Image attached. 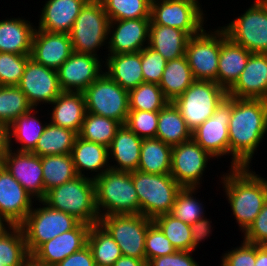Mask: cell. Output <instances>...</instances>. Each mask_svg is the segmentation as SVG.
Instances as JSON below:
<instances>
[{
    "instance_id": "cell-57",
    "label": "cell",
    "mask_w": 267,
    "mask_h": 266,
    "mask_svg": "<svg viewBox=\"0 0 267 266\" xmlns=\"http://www.w3.org/2000/svg\"><path fill=\"white\" fill-rule=\"evenodd\" d=\"M254 266H267V245H256V261Z\"/></svg>"
},
{
    "instance_id": "cell-55",
    "label": "cell",
    "mask_w": 267,
    "mask_h": 266,
    "mask_svg": "<svg viewBox=\"0 0 267 266\" xmlns=\"http://www.w3.org/2000/svg\"><path fill=\"white\" fill-rule=\"evenodd\" d=\"M10 150L9 143V126L0 122V164L3 161L4 156Z\"/></svg>"
},
{
    "instance_id": "cell-16",
    "label": "cell",
    "mask_w": 267,
    "mask_h": 266,
    "mask_svg": "<svg viewBox=\"0 0 267 266\" xmlns=\"http://www.w3.org/2000/svg\"><path fill=\"white\" fill-rule=\"evenodd\" d=\"M17 86L35 109L39 103L50 105L63 92L59 85L58 72L36 63L32 58L27 61Z\"/></svg>"
},
{
    "instance_id": "cell-10",
    "label": "cell",
    "mask_w": 267,
    "mask_h": 266,
    "mask_svg": "<svg viewBox=\"0 0 267 266\" xmlns=\"http://www.w3.org/2000/svg\"><path fill=\"white\" fill-rule=\"evenodd\" d=\"M221 28L249 52L267 53V0H255L243 14Z\"/></svg>"
},
{
    "instance_id": "cell-29",
    "label": "cell",
    "mask_w": 267,
    "mask_h": 266,
    "mask_svg": "<svg viewBox=\"0 0 267 266\" xmlns=\"http://www.w3.org/2000/svg\"><path fill=\"white\" fill-rule=\"evenodd\" d=\"M35 25L21 18H6L0 21V52L31 55Z\"/></svg>"
},
{
    "instance_id": "cell-8",
    "label": "cell",
    "mask_w": 267,
    "mask_h": 266,
    "mask_svg": "<svg viewBox=\"0 0 267 266\" xmlns=\"http://www.w3.org/2000/svg\"><path fill=\"white\" fill-rule=\"evenodd\" d=\"M227 97V91L213 81L195 80L172 102L193 132L210 118Z\"/></svg>"
},
{
    "instance_id": "cell-27",
    "label": "cell",
    "mask_w": 267,
    "mask_h": 266,
    "mask_svg": "<svg viewBox=\"0 0 267 266\" xmlns=\"http://www.w3.org/2000/svg\"><path fill=\"white\" fill-rule=\"evenodd\" d=\"M77 175L95 180L110 169L108 147L77 137L71 152ZM92 173L89 177L88 172ZM96 172V173H95ZM85 173L87 175H85Z\"/></svg>"
},
{
    "instance_id": "cell-31",
    "label": "cell",
    "mask_w": 267,
    "mask_h": 266,
    "mask_svg": "<svg viewBox=\"0 0 267 266\" xmlns=\"http://www.w3.org/2000/svg\"><path fill=\"white\" fill-rule=\"evenodd\" d=\"M189 38L185 31L177 28L149 25L148 46L160 53L166 61L184 56Z\"/></svg>"
},
{
    "instance_id": "cell-37",
    "label": "cell",
    "mask_w": 267,
    "mask_h": 266,
    "mask_svg": "<svg viewBox=\"0 0 267 266\" xmlns=\"http://www.w3.org/2000/svg\"><path fill=\"white\" fill-rule=\"evenodd\" d=\"M87 246L96 266H112L122 256L117 242L100 223L91 226Z\"/></svg>"
},
{
    "instance_id": "cell-12",
    "label": "cell",
    "mask_w": 267,
    "mask_h": 266,
    "mask_svg": "<svg viewBox=\"0 0 267 266\" xmlns=\"http://www.w3.org/2000/svg\"><path fill=\"white\" fill-rule=\"evenodd\" d=\"M199 0L151 1L150 24L168 26L185 31L190 37L204 30L206 15Z\"/></svg>"
},
{
    "instance_id": "cell-5",
    "label": "cell",
    "mask_w": 267,
    "mask_h": 266,
    "mask_svg": "<svg viewBox=\"0 0 267 266\" xmlns=\"http://www.w3.org/2000/svg\"><path fill=\"white\" fill-rule=\"evenodd\" d=\"M132 181L139 198L140 214L154 219L170 213L181 186L170 174L132 172Z\"/></svg>"
},
{
    "instance_id": "cell-47",
    "label": "cell",
    "mask_w": 267,
    "mask_h": 266,
    "mask_svg": "<svg viewBox=\"0 0 267 266\" xmlns=\"http://www.w3.org/2000/svg\"><path fill=\"white\" fill-rule=\"evenodd\" d=\"M159 111L129 110L125 125L142 139L156 138Z\"/></svg>"
},
{
    "instance_id": "cell-25",
    "label": "cell",
    "mask_w": 267,
    "mask_h": 266,
    "mask_svg": "<svg viewBox=\"0 0 267 266\" xmlns=\"http://www.w3.org/2000/svg\"><path fill=\"white\" fill-rule=\"evenodd\" d=\"M252 53L233 42L221 28L217 84L228 91L238 80Z\"/></svg>"
},
{
    "instance_id": "cell-42",
    "label": "cell",
    "mask_w": 267,
    "mask_h": 266,
    "mask_svg": "<svg viewBox=\"0 0 267 266\" xmlns=\"http://www.w3.org/2000/svg\"><path fill=\"white\" fill-rule=\"evenodd\" d=\"M168 102L158 84L144 82L129 91V110L160 111Z\"/></svg>"
},
{
    "instance_id": "cell-18",
    "label": "cell",
    "mask_w": 267,
    "mask_h": 266,
    "mask_svg": "<svg viewBox=\"0 0 267 266\" xmlns=\"http://www.w3.org/2000/svg\"><path fill=\"white\" fill-rule=\"evenodd\" d=\"M1 164L35 199V202L45 198L40 156L32 152L10 149Z\"/></svg>"
},
{
    "instance_id": "cell-7",
    "label": "cell",
    "mask_w": 267,
    "mask_h": 266,
    "mask_svg": "<svg viewBox=\"0 0 267 266\" xmlns=\"http://www.w3.org/2000/svg\"><path fill=\"white\" fill-rule=\"evenodd\" d=\"M109 18L100 0H88L81 8L69 37L74 52L98 56L108 43Z\"/></svg>"
},
{
    "instance_id": "cell-58",
    "label": "cell",
    "mask_w": 267,
    "mask_h": 266,
    "mask_svg": "<svg viewBox=\"0 0 267 266\" xmlns=\"http://www.w3.org/2000/svg\"><path fill=\"white\" fill-rule=\"evenodd\" d=\"M14 225L0 212V235L5 234Z\"/></svg>"
},
{
    "instance_id": "cell-50",
    "label": "cell",
    "mask_w": 267,
    "mask_h": 266,
    "mask_svg": "<svg viewBox=\"0 0 267 266\" xmlns=\"http://www.w3.org/2000/svg\"><path fill=\"white\" fill-rule=\"evenodd\" d=\"M221 266H254L256 261V244L241 241L240 246L222 254Z\"/></svg>"
},
{
    "instance_id": "cell-48",
    "label": "cell",
    "mask_w": 267,
    "mask_h": 266,
    "mask_svg": "<svg viewBox=\"0 0 267 266\" xmlns=\"http://www.w3.org/2000/svg\"><path fill=\"white\" fill-rule=\"evenodd\" d=\"M177 249L153 222L147 230L145 238V255L147 263L156 257L174 254Z\"/></svg>"
},
{
    "instance_id": "cell-34",
    "label": "cell",
    "mask_w": 267,
    "mask_h": 266,
    "mask_svg": "<svg viewBox=\"0 0 267 266\" xmlns=\"http://www.w3.org/2000/svg\"><path fill=\"white\" fill-rule=\"evenodd\" d=\"M195 81L186 56L167 61L160 83L164 96L173 101Z\"/></svg>"
},
{
    "instance_id": "cell-38",
    "label": "cell",
    "mask_w": 267,
    "mask_h": 266,
    "mask_svg": "<svg viewBox=\"0 0 267 266\" xmlns=\"http://www.w3.org/2000/svg\"><path fill=\"white\" fill-rule=\"evenodd\" d=\"M41 164L46 193L78 176L71 154L42 156Z\"/></svg>"
},
{
    "instance_id": "cell-9",
    "label": "cell",
    "mask_w": 267,
    "mask_h": 266,
    "mask_svg": "<svg viewBox=\"0 0 267 266\" xmlns=\"http://www.w3.org/2000/svg\"><path fill=\"white\" fill-rule=\"evenodd\" d=\"M87 112L114 119L122 125L129 113V91L103 72L84 91Z\"/></svg>"
},
{
    "instance_id": "cell-51",
    "label": "cell",
    "mask_w": 267,
    "mask_h": 266,
    "mask_svg": "<svg viewBox=\"0 0 267 266\" xmlns=\"http://www.w3.org/2000/svg\"><path fill=\"white\" fill-rule=\"evenodd\" d=\"M244 241L256 245H267V201L254 222L243 233Z\"/></svg>"
},
{
    "instance_id": "cell-24",
    "label": "cell",
    "mask_w": 267,
    "mask_h": 266,
    "mask_svg": "<svg viewBox=\"0 0 267 266\" xmlns=\"http://www.w3.org/2000/svg\"><path fill=\"white\" fill-rule=\"evenodd\" d=\"M88 0H47L36 29L69 34L81 8Z\"/></svg>"
},
{
    "instance_id": "cell-13",
    "label": "cell",
    "mask_w": 267,
    "mask_h": 266,
    "mask_svg": "<svg viewBox=\"0 0 267 266\" xmlns=\"http://www.w3.org/2000/svg\"><path fill=\"white\" fill-rule=\"evenodd\" d=\"M221 48V27L191 36L185 56L195 80L217 83L219 54Z\"/></svg>"
},
{
    "instance_id": "cell-6",
    "label": "cell",
    "mask_w": 267,
    "mask_h": 266,
    "mask_svg": "<svg viewBox=\"0 0 267 266\" xmlns=\"http://www.w3.org/2000/svg\"><path fill=\"white\" fill-rule=\"evenodd\" d=\"M40 207H34L20 225L31 256L43 243L74 229L80 221L74 216L48 206L43 200ZM43 205V206H41Z\"/></svg>"
},
{
    "instance_id": "cell-56",
    "label": "cell",
    "mask_w": 267,
    "mask_h": 266,
    "mask_svg": "<svg viewBox=\"0 0 267 266\" xmlns=\"http://www.w3.org/2000/svg\"><path fill=\"white\" fill-rule=\"evenodd\" d=\"M112 266H147V261L122 255Z\"/></svg>"
},
{
    "instance_id": "cell-45",
    "label": "cell",
    "mask_w": 267,
    "mask_h": 266,
    "mask_svg": "<svg viewBox=\"0 0 267 266\" xmlns=\"http://www.w3.org/2000/svg\"><path fill=\"white\" fill-rule=\"evenodd\" d=\"M197 190L198 188H181L170 211L172 216L188 225L206 217L203 203L196 199Z\"/></svg>"
},
{
    "instance_id": "cell-52",
    "label": "cell",
    "mask_w": 267,
    "mask_h": 266,
    "mask_svg": "<svg viewBox=\"0 0 267 266\" xmlns=\"http://www.w3.org/2000/svg\"><path fill=\"white\" fill-rule=\"evenodd\" d=\"M192 251H179L151 259L147 266H199L191 254Z\"/></svg>"
},
{
    "instance_id": "cell-19",
    "label": "cell",
    "mask_w": 267,
    "mask_h": 266,
    "mask_svg": "<svg viewBox=\"0 0 267 266\" xmlns=\"http://www.w3.org/2000/svg\"><path fill=\"white\" fill-rule=\"evenodd\" d=\"M149 25L150 18L110 21L106 46L108 54L140 52L148 46Z\"/></svg>"
},
{
    "instance_id": "cell-36",
    "label": "cell",
    "mask_w": 267,
    "mask_h": 266,
    "mask_svg": "<svg viewBox=\"0 0 267 266\" xmlns=\"http://www.w3.org/2000/svg\"><path fill=\"white\" fill-rule=\"evenodd\" d=\"M77 137L78 133L73 130L56 126L49 121L31 152L40 157L71 154Z\"/></svg>"
},
{
    "instance_id": "cell-20",
    "label": "cell",
    "mask_w": 267,
    "mask_h": 266,
    "mask_svg": "<svg viewBox=\"0 0 267 266\" xmlns=\"http://www.w3.org/2000/svg\"><path fill=\"white\" fill-rule=\"evenodd\" d=\"M91 226L80 222L74 229L43 243L31 256L46 266H55L87 246Z\"/></svg>"
},
{
    "instance_id": "cell-1",
    "label": "cell",
    "mask_w": 267,
    "mask_h": 266,
    "mask_svg": "<svg viewBox=\"0 0 267 266\" xmlns=\"http://www.w3.org/2000/svg\"><path fill=\"white\" fill-rule=\"evenodd\" d=\"M267 133V100L232 97L229 120V167H251L259 144Z\"/></svg>"
},
{
    "instance_id": "cell-41",
    "label": "cell",
    "mask_w": 267,
    "mask_h": 266,
    "mask_svg": "<svg viewBox=\"0 0 267 266\" xmlns=\"http://www.w3.org/2000/svg\"><path fill=\"white\" fill-rule=\"evenodd\" d=\"M32 108L18 86H0V122L9 126Z\"/></svg>"
},
{
    "instance_id": "cell-43",
    "label": "cell",
    "mask_w": 267,
    "mask_h": 266,
    "mask_svg": "<svg viewBox=\"0 0 267 266\" xmlns=\"http://www.w3.org/2000/svg\"><path fill=\"white\" fill-rule=\"evenodd\" d=\"M109 21L150 18V0H100Z\"/></svg>"
},
{
    "instance_id": "cell-46",
    "label": "cell",
    "mask_w": 267,
    "mask_h": 266,
    "mask_svg": "<svg viewBox=\"0 0 267 266\" xmlns=\"http://www.w3.org/2000/svg\"><path fill=\"white\" fill-rule=\"evenodd\" d=\"M30 55L0 52V86H17Z\"/></svg>"
},
{
    "instance_id": "cell-54",
    "label": "cell",
    "mask_w": 267,
    "mask_h": 266,
    "mask_svg": "<svg viewBox=\"0 0 267 266\" xmlns=\"http://www.w3.org/2000/svg\"><path fill=\"white\" fill-rule=\"evenodd\" d=\"M55 266H96V264L90 248L85 246L83 249L72 253Z\"/></svg>"
},
{
    "instance_id": "cell-40",
    "label": "cell",
    "mask_w": 267,
    "mask_h": 266,
    "mask_svg": "<svg viewBox=\"0 0 267 266\" xmlns=\"http://www.w3.org/2000/svg\"><path fill=\"white\" fill-rule=\"evenodd\" d=\"M30 257L21 226H13L0 235V263L4 266H22Z\"/></svg>"
},
{
    "instance_id": "cell-2",
    "label": "cell",
    "mask_w": 267,
    "mask_h": 266,
    "mask_svg": "<svg viewBox=\"0 0 267 266\" xmlns=\"http://www.w3.org/2000/svg\"><path fill=\"white\" fill-rule=\"evenodd\" d=\"M250 168H229V173L225 172L220 178L232 215L242 233L254 222L267 201V179Z\"/></svg>"
},
{
    "instance_id": "cell-21",
    "label": "cell",
    "mask_w": 267,
    "mask_h": 266,
    "mask_svg": "<svg viewBox=\"0 0 267 266\" xmlns=\"http://www.w3.org/2000/svg\"><path fill=\"white\" fill-rule=\"evenodd\" d=\"M34 198L0 164V212L14 225L20 226L33 208Z\"/></svg>"
},
{
    "instance_id": "cell-28",
    "label": "cell",
    "mask_w": 267,
    "mask_h": 266,
    "mask_svg": "<svg viewBox=\"0 0 267 266\" xmlns=\"http://www.w3.org/2000/svg\"><path fill=\"white\" fill-rule=\"evenodd\" d=\"M51 105L53 107L49 121L79 134L87 113L84 93L63 91Z\"/></svg>"
},
{
    "instance_id": "cell-49",
    "label": "cell",
    "mask_w": 267,
    "mask_h": 266,
    "mask_svg": "<svg viewBox=\"0 0 267 266\" xmlns=\"http://www.w3.org/2000/svg\"><path fill=\"white\" fill-rule=\"evenodd\" d=\"M166 64L167 61L164 57L149 46L141 50V66L144 82L159 84Z\"/></svg>"
},
{
    "instance_id": "cell-53",
    "label": "cell",
    "mask_w": 267,
    "mask_h": 266,
    "mask_svg": "<svg viewBox=\"0 0 267 266\" xmlns=\"http://www.w3.org/2000/svg\"><path fill=\"white\" fill-rule=\"evenodd\" d=\"M211 223L212 221L207 219V217H204L190 225L192 252L199 247L200 242L205 241L207 237H210L209 235L212 233Z\"/></svg>"
},
{
    "instance_id": "cell-14",
    "label": "cell",
    "mask_w": 267,
    "mask_h": 266,
    "mask_svg": "<svg viewBox=\"0 0 267 266\" xmlns=\"http://www.w3.org/2000/svg\"><path fill=\"white\" fill-rule=\"evenodd\" d=\"M210 158L214 157L191 138L172 147L170 175L182 188H200Z\"/></svg>"
},
{
    "instance_id": "cell-39",
    "label": "cell",
    "mask_w": 267,
    "mask_h": 266,
    "mask_svg": "<svg viewBox=\"0 0 267 266\" xmlns=\"http://www.w3.org/2000/svg\"><path fill=\"white\" fill-rule=\"evenodd\" d=\"M121 123L101 115L86 113L79 137L109 147Z\"/></svg>"
},
{
    "instance_id": "cell-44",
    "label": "cell",
    "mask_w": 267,
    "mask_h": 266,
    "mask_svg": "<svg viewBox=\"0 0 267 266\" xmlns=\"http://www.w3.org/2000/svg\"><path fill=\"white\" fill-rule=\"evenodd\" d=\"M171 244L179 251H192L190 225L182 222L170 213L162 214L153 219Z\"/></svg>"
},
{
    "instance_id": "cell-33",
    "label": "cell",
    "mask_w": 267,
    "mask_h": 266,
    "mask_svg": "<svg viewBox=\"0 0 267 266\" xmlns=\"http://www.w3.org/2000/svg\"><path fill=\"white\" fill-rule=\"evenodd\" d=\"M35 111V112H34ZM38 110L32 108L28 113L19 116L14 122L9 125V143L10 149H13L12 138L21 147L17 146L16 151L31 152L40 136L44 133L47 123L43 124L35 114ZM19 147V148H18Z\"/></svg>"
},
{
    "instance_id": "cell-17",
    "label": "cell",
    "mask_w": 267,
    "mask_h": 266,
    "mask_svg": "<svg viewBox=\"0 0 267 266\" xmlns=\"http://www.w3.org/2000/svg\"><path fill=\"white\" fill-rule=\"evenodd\" d=\"M102 60L100 55L73 52L57 70L61 90L83 92L104 72Z\"/></svg>"
},
{
    "instance_id": "cell-3",
    "label": "cell",
    "mask_w": 267,
    "mask_h": 266,
    "mask_svg": "<svg viewBox=\"0 0 267 266\" xmlns=\"http://www.w3.org/2000/svg\"><path fill=\"white\" fill-rule=\"evenodd\" d=\"M96 208L100 217L140 214L132 172L107 170L95 180Z\"/></svg>"
},
{
    "instance_id": "cell-23",
    "label": "cell",
    "mask_w": 267,
    "mask_h": 266,
    "mask_svg": "<svg viewBox=\"0 0 267 266\" xmlns=\"http://www.w3.org/2000/svg\"><path fill=\"white\" fill-rule=\"evenodd\" d=\"M227 96L237 99L267 100V53H252Z\"/></svg>"
},
{
    "instance_id": "cell-4",
    "label": "cell",
    "mask_w": 267,
    "mask_h": 266,
    "mask_svg": "<svg viewBox=\"0 0 267 266\" xmlns=\"http://www.w3.org/2000/svg\"><path fill=\"white\" fill-rule=\"evenodd\" d=\"M43 201L50 207L74 216L82 223H99L96 208L95 182L88 177L77 176L49 190Z\"/></svg>"
},
{
    "instance_id": "cell-26",
    "label": "cell",
    "mask_w": 267,
    "mask_h": 266,
    "mask_svg": "<svg viewBox=\"0 0 267 266\" xmlns=\"http://www.w3.org/2000/svg\"><path fill=\"white\" fill-rule=\"evenodd\" d=\"M142 138L132 132L125 124L117 130L108 147L110 169L115 171L133 172L138 169ZM117 164V165H116Z\"/></svg>"
},
{
    "instance_id": "cell-32",
    "label": "cell",
    "mask_w": 267,
    "mask_h": 266,
    "mask_svg": "<svg viewBox=\"0 0 267 266\" xmlns=\"http://www.w3.org/2000/svg\"><path fill=\"white\" fill-rule=\"evenodd\" d=\"M156 138L172 147L192 138L191 130L171 101L159 111Z\"/></svg>"
},
{
    "instance_id": "cell-35",
    "label": "cell",
    "mask_w": 267,
    "mask_h": 266,
    "mask_svg": "<svg viewBox=\"0 0 267 266\" xmlns=\"http://www.w3.org/2000/svg\"><path fill=\"white\" fill-rule=\"evenodd\" d=\"M172 146L157 138L143 139L138 171L170 174Z\"/></svg>"
},
{
    "instance_id": "cell-11",
    "label": "cell",
    "mask_w": 267,
    "mask_h": 266,
    "mask_svg": "<svg viewBox=\"0 0 267 266\" xmlns=\"http://www.w3.org/2000/svg\"><path fill=\"white\" fill-rule=\"evenodd\" d=\"M99 223L117 242L122 255L146 260L145 238L153 219L141 214L107 215Z\"/></svg>"
},
{
    "instance_id": "cell-59",
    "label": "cell",
    "mask_w": 267,
    "mask_h": 266,
    "mask_svg": "<svg viewBox=\"0 0 267 266\" xmlns=\"http://www.w3.org/2000/svg\"><path fill=\"white\" fill-rule=\"evenodd\" d=\"M22 266H46L44 264H41L37 262L32 256H30L23 264Z\"/></svg>"
},
{
    "instance_id": "cell-30",
    "label": "cell",
    "mask_w": 267,
    "mask_h": 266,
    "mask_svg": "<svg viewBox=\"0 0 267 266\" xmlns=\"http://www.w3.org/2000/svg\"><path fill=\"white\" fill-rule=\"evenodd\" d=\"M104 72L127 91L144 83L141 51L126 54H107Z\"/></svg>"
},
{
    "instance_id": "cell-15",
    "label": "cell",
    "mask_w": 267,
    "mask_h": 266,
    "mask_svg": "<svg viewBox=\"0 0 267 266\" xmlns=\"http://www.w3.org/2000/svg\"><path fill=\"white\" fill-rule=\"evenodd\" d=\"M231 111L232 97L227 96L214 114L192 132V139L217 159L224 155L229 157L228 126Z\"/></svg>"
},
{
    "instance_id": "cell-22",
    "label": "cell",
    "mask_w": 267,
    "mask_h": 266,
    "mask_svg": "<svg viewBox=\"0 0 267 266\" xmlns=\"http://www.w3.org/2000/svg\"><path fill=\"white\" fill-rule=\"evenodd\" d=\"M73 52L69 34L35 29L30 56L36 63L57 71Z\"/></svg>"
}]
</instances>
